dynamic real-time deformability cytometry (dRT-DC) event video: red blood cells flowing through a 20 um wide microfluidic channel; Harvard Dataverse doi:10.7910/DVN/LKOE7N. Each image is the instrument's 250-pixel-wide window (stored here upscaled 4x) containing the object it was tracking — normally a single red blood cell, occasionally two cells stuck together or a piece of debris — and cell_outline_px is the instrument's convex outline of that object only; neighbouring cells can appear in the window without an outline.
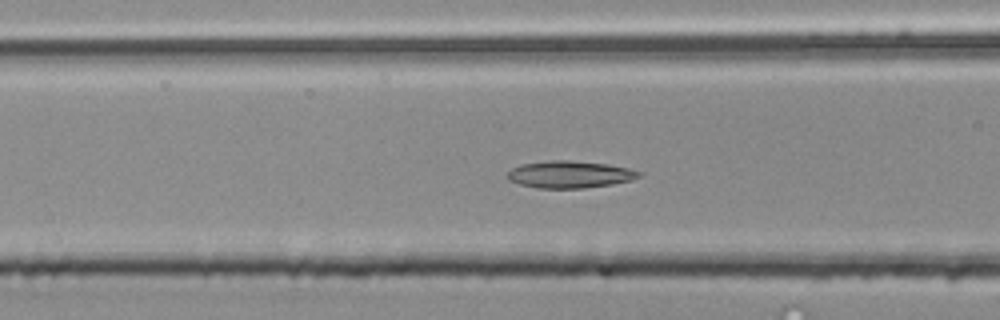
{"species": "common noctule bat (a hibernating species)", "species_latin": "Nyctalus noctula", "temperature_condition": "room temperature", "stored_images_in_passage": 47, "camera_frame_rate_fps": 3000, "um_per_image_px": 0.085, "animal": {"sex": "male", "body_mass_g": 20.4}, "frame": {"image": 1, "passage_image": 14, "time_ms": 4.333, "image_size_px": [1000, 320], "cell_outline_px": [[644, 176], [632, 180], [612, 184], [584, 188], [536, 188], [520, 184], [508, 180], [508, 172], [512, 168], [520, 164], [548, 160], [568, 160], [608, 164], [628, 168], [640, 172]], "centroid_in_image_um": [48.44, 14.82], "position_along_channel_um": 118.2, "area_um2": 20.87}}
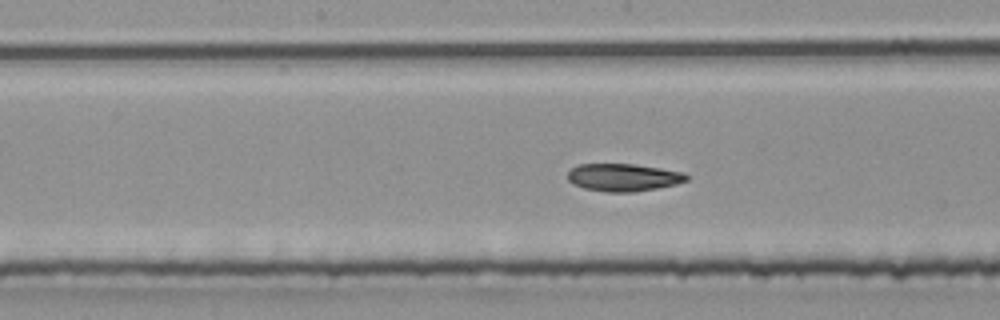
{"frame": {"image": 2, "passage_image": 20, "time_ms": 6.333, "image_size_px": [1000, 320], "cell_outline_px": [[688, 180], [676, 184], [656, 188], [632, 192], [608, 192], [584, 188], [572, 184], [568, 180], [568, 172], [572, 168], [580, 164], [632, 164], [660, 168], [684, 172], [688, 176]], "centroid_in_image_um": [52.98, 15.08], "position_along_channel_um": 195.2, "area_um2": 19.02}}
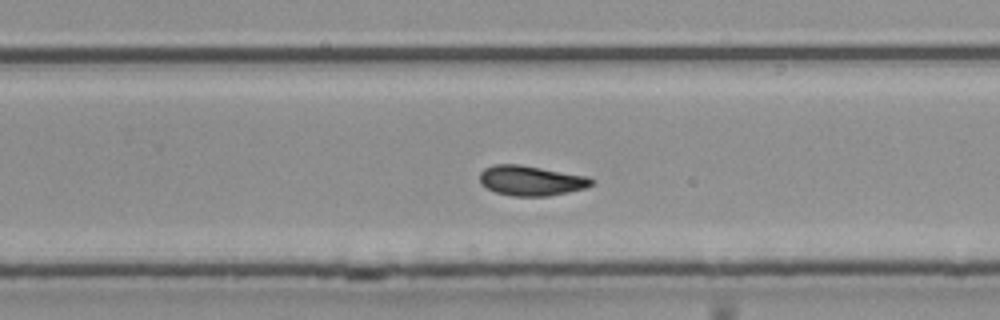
{"frame": {"image": 3, "passage_image": 27, "time_ms": 8.667, "image_size_px": [1000, 320], "cell_outline_px": [[596, 180], [592, 184], [584, 188], [568, 192], [548, 196], [512, 196], [496, 192], [480, 184], [480, 172], [484, 168], [492, 164], [520, 164], [588, 176]], "centroid_in_image_um": [45.13, 15.34], "position_along_channel_um": 284.7, "area_um2": 19.65}, "authors_computed_cell_mechanics": {"area_um2": 19.3052, "velocity_mm_per_s": 3.8446, "shape_relaxation_time_tau1_ms": null, "shape_relaxation_time_tau2_ms": 3.6713, "deformation_change_tau1": null, "deformation_change_tau2": 0.096}}